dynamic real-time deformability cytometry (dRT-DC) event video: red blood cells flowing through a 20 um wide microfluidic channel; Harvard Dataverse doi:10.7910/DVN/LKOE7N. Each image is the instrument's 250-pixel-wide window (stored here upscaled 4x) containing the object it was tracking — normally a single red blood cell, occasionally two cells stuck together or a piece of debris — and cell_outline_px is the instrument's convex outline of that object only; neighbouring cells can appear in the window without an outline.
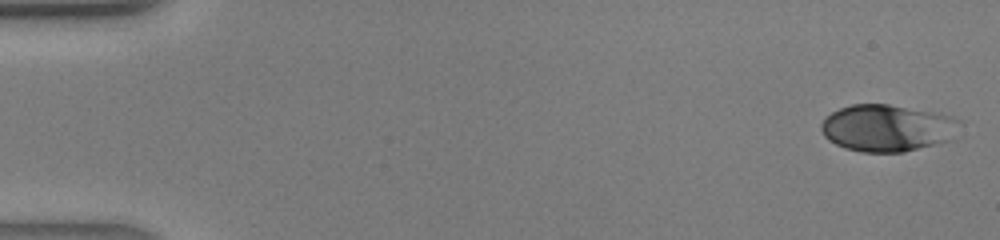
{"species": "human", "species_latin": "Homo sapiens", "temperature_condition": "warm", "stored_images_in_passage": 41, "camera_frame_rate_fps": 3000, "um_per_image_px": 0.085, "donor": {"sex": "male"}, "frame": {"image": 1, "passage_image": 1, "time_ms": 0.0, "image_size_px": [1000, 240], "cell_outline_px": [[960, 120], [948, 140], [904, 152], [860, 152], [844, 148], [828, 140], [824, 136], [820, 128], [820, 124], [832, 112], [840, 108], [852, 104], [888, 104], [940, 112], [952, 116]], "centroid_in_image_um": [75.36, 10.87], "position_along_channel_um": 9.6, "area_um2": 37.69}}
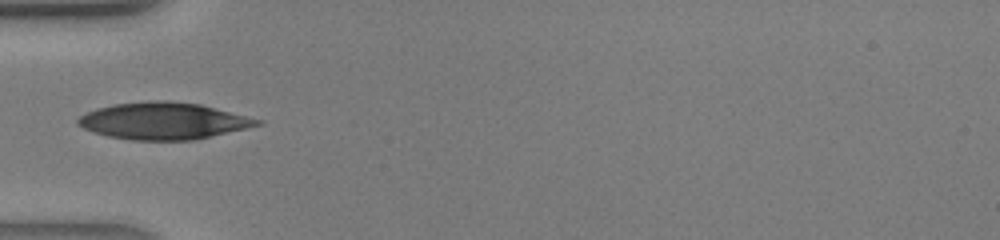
{"frame": {"image": 2, "passage_image": 14, "time_ms": 4.333, "image_size_px": [1000, 240], "cell_outline_px": [[264, 124], [248, 128], [192, 140], [132, 140], [108, 136], [92, 132], [76, 124], [76, 120], [80, 116], [96, 108], [116, 104], [156, 100], [164, 100], [200, 104], [264, 120]], "centroid_in_image_um": [13.91, 10.28], "position_along_channel_um": 71.1, "area_um2": 38.44}}
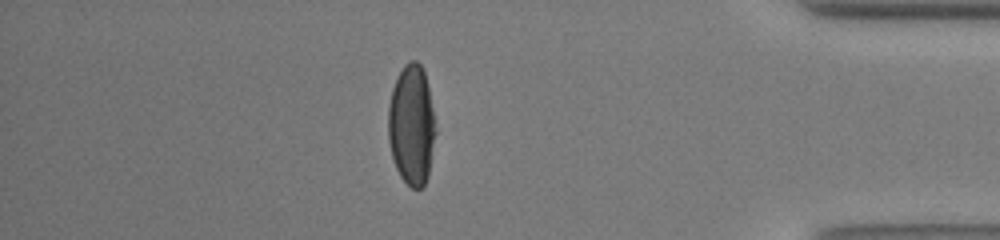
{"frame": {"image": 3, "passage_image": 36, "time_ms": 11.667, "image_size_px": [1000, 240], "cell_outline_px": [[436, 132], [428, 176], [424, 184], [420, 188], [412, 188], [400, 176], [396, 168], [392, 156], [388, 140], [388, 104], [392, 88], [404, 64], [408, 60], [416, 60], [420, 64], [424, 72], [428, 88], [432, 108]], "centroid_in_image_um": [34.97, 10.62], "position_along_channel_um": 400.2, "area_um2": 33.06}}